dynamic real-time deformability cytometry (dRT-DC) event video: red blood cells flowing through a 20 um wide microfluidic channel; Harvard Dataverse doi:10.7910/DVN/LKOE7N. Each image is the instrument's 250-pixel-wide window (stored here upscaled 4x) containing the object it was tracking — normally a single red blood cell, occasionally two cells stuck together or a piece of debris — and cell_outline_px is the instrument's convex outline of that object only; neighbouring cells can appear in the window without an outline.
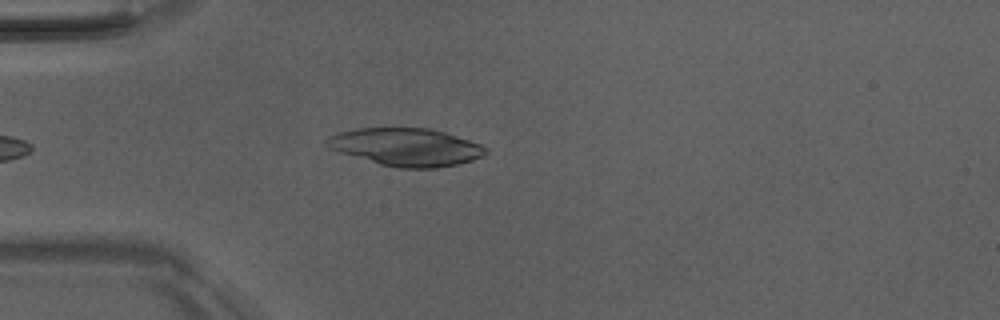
{"species": "Egyptian fruit bat (a non-hibernating species)", "species_latin": "Rousettus aegyptiacus", "temperature_condition": "room temperature", "stored_images_in_passage": 4, "camera_frame_rate_fps": 3000, "um_per_image_px": 0.085, "animal": {"sex": "male"}, "frame": {"image": 1, "passage_image": 4, "time_ms": 4.333, "image_size_px": [1000, 320], "cell_outline_px": [[488, 152], [484, 156], [472, 160], [456, 164], [436, 168], [396, 168], [380, 164], [340, 152], [328, 148], [324, 144], [324, 140], [328, 136], [340, 132], [356, 128], [428, 128], [444, 132], [480, 144], [488, 148]], "centroid_in_image_um": [34.5, 12.5], "position_along_channel_um": 50.5, "area_um2": 34.91}}